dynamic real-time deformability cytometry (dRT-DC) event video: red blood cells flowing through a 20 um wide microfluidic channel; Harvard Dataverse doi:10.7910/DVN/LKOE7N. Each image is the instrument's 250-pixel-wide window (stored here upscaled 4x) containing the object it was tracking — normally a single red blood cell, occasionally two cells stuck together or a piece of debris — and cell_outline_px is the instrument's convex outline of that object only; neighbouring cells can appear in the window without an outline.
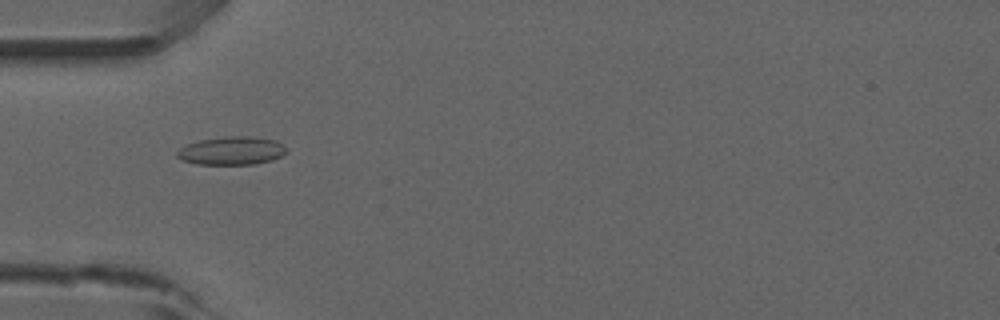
{"species": "common noctule bat (a hibernating species)", "species_latin": "Nyctalus noctula", "temperature_condition": "room temperature", "stored_images_in_passage": 7, "camera_frame_rate_fps": 3000, "um_per_image_px": 0.085, "animal": {"sex": "male", "forearm_length_mm": 52.5}, "frame": {"image": 1, "passage_image": 4, "time_ms": 4.333, "image_size_px": [1000, 320], "cell_outline_px": [[288, 148], [280, 156], [272, 160], [252, 164], [196, 164], [184, 160], [176, 156], [176, 152], [180, 148], [188, 144], [200, 140], [224, 136], [252, 136], [276, 140]], "centroid_in_image_um": [19.7, 12.8], "position_along_channel_um": 65.3, "area_um2": 17.92}}
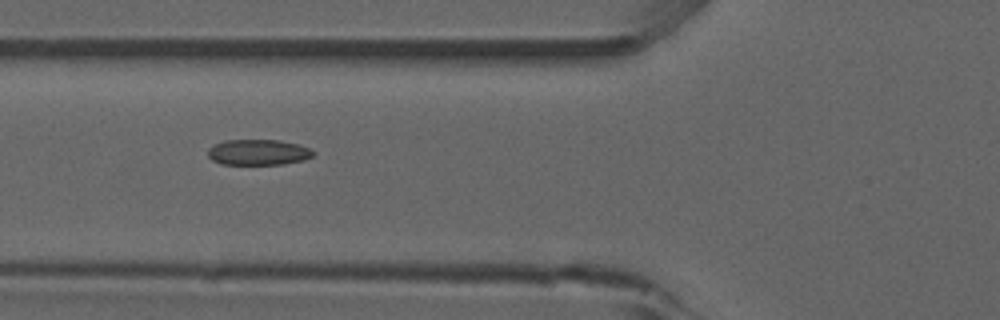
{"frame": {"image": 2, "passage_image": 5, "time_ms": 5.333, "image_size_px": [1000, 320], "cell_outline_px": [[316, 152], [312, 156], [304, 160], [284, 164], [220, 164], [212, 160], [208, 156], [208, 148], [224, 140], [280, 140], [300, 144]], "centroid_in_image_um": [21.96, 12.94], "position_along_channel_um": 103.8, "area_um2": 15.84}}
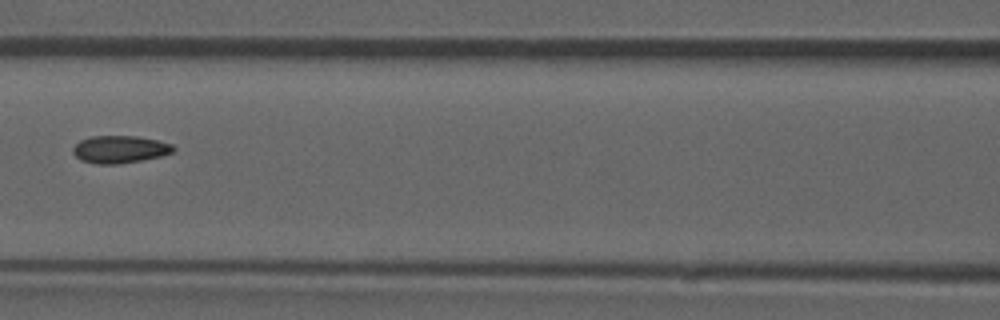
{"frame": {"image": 3, "passage_image": 6, "time_ms": 6.667, "image_size_px": [1000, 320], "cell_outline_px": [[176, 148], [172, 152], [160, 156], [140, 160], [116, 164], [96, 164], [80, 160], [72, 152], [72, 148], [80, 140], [92, 136], [136, 136], [156, 140], [172, 144]], "centroid_in_image_um": [10.15, 12.69], "position_along_channel_um": 156.4, "area_um2": 15.95}}